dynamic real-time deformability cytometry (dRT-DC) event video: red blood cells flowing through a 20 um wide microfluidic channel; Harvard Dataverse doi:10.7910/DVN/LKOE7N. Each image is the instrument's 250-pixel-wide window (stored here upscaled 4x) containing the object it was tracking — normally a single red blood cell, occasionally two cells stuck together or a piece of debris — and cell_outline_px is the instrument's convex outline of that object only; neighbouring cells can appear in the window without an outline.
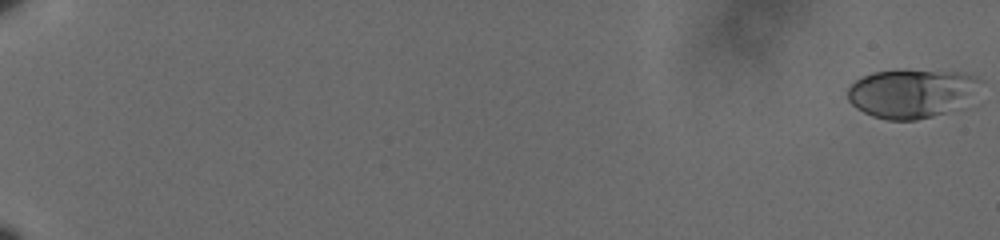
{"species": "human", "species_latin": "Homo sapiens", "temperature_condition": "cold", "stored_images_in_passage": 18, "camera_frame_rate_fps": 3000, "um_per_image_px": 0.085, "donor": {"sex": "male"}, "frame": {"image": 1, "passage_image": 1, "time_ms": 0.0, "image_size_px": [1000, 240], "cell_outline_px": [[984, 80], [952, 108], [944, 112], [932, 116], [916, 120], [888, 120], [872, 116], [856, 108], [848, 100], [848, 88], [856, 80], [864, 76], [876, 72], [960, 72], [976, 76]], "centroid_in_image_um": [77.37, 7.95], "position_along_channel_um": 7.6, "area_um2": 35.95}}